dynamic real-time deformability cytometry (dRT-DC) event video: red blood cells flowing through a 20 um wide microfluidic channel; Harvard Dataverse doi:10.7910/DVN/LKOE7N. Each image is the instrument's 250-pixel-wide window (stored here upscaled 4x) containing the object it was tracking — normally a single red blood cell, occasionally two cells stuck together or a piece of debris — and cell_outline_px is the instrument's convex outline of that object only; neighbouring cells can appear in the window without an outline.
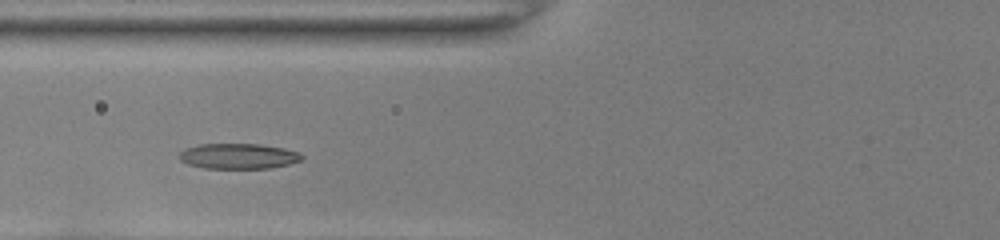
{"species": "common noctule bat (a hibernating species)", "species_latin": "Nyctalus noctula", "temperature_condition": "room temperature", "stored_images_in_passage": 36, "camera_frame_rate_fps": 3000, "um_per_image_px": 0.085, "animal": {"sex": "female", "body_mass_g": 22.0, "forearm_length_mm": 56.7}, "frame": {"image": 1, "passage_image": 6, "time_ms": 1.667, "image_size_px": [1000, 240], "cell_outline_px": [[304, 156], [300, 160], [288, 164], [268, 168], [204, 168], [188, 164], [180, 160], [180, 152], [188, 148], [200, 144], [260, 144], [280, 148], [296, 152]], "centroid_in_image_um": [20.23, 13.27], "position_along_channel_um": 105.6, "area_um2": 17.74}}
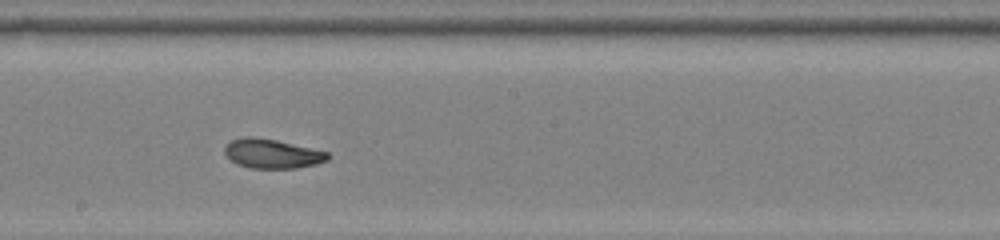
{"frame": {"image": 2, "passage_image": 15, "time_ms": 4.667, "image_size_px": [1000, 240], "cell_outline_px": [[328, 160], [316, 164], [296, 168], [252, 168], [236, 164], [224, 152], [224, 148], [232, 140], [244, 136], [252, 136], [276, 140], [328, 152]], "centroid_in_image_um": [23.12, 13.06], "position_along_channel_um": 225.1, "area_um2": 17.4}}
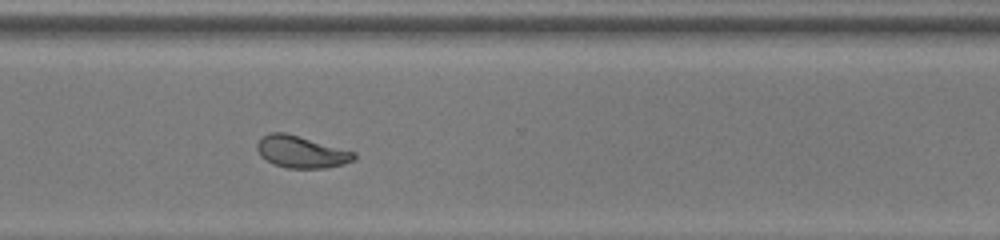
{"frame": {"image": 3, "passage_image": 24, "time_ms": 7.667, "image_size_px": [1000, 240], "cell_outline_px": [[356, 156], [352, 160], [340, 164], [320, 168], [288, 168], [272, 164], [260, 156], [256, 148], [256, 144], [268, 132], [284, 132], [356, 152]], "centroid_in_image_um": [25.55, 12.9], "position_along_channel_um": 345.1, "area_um2": 17.8}, "authors_computed_cell_mechanics": {"area_um2": 17.629, "velocity_mm_per_s": 3.9917, "shape_relaxation_time_tau1_ms": 4.8562, "shape_relaxation_time_tau2_ms": 1.4792, "deformation_change_tau1": 0.1791, "deformation_change_tau2": 0.068}}